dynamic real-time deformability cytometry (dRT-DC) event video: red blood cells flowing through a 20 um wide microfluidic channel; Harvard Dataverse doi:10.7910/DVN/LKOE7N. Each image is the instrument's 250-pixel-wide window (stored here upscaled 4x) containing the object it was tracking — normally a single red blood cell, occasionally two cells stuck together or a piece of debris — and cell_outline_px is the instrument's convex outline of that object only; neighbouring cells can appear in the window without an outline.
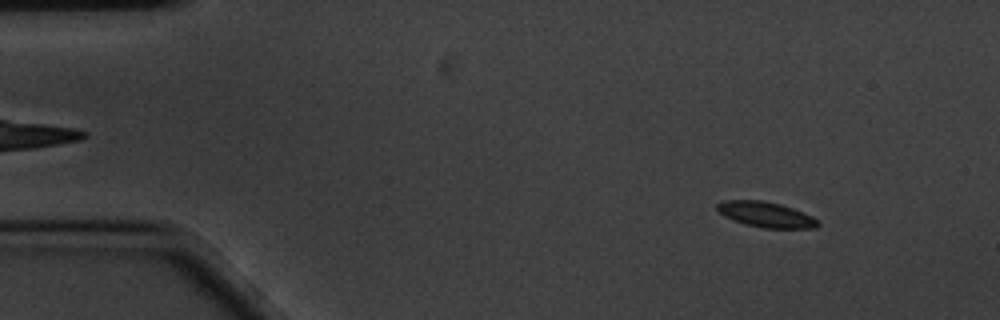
{"species": "common noctule bat (a hibernating species)", "species_latin": "Nyctalus noctula", "temperature_condition": "cold", "stored_images_in_passage": 58, "camera_frame_rate_fps": 3000, "um_per_image_px": 0.085, "animal": {"sex": "male", "body_mass_g": 20.1, "forearm_length_mm": 53.5}, "frame": {"image": 1, "passage_image": 6, "time_ms": 1.667, "image_size_px": [1000, 320], "cell_outline_px": [[820, 224], [816, 228], [764, 228], [744, 224], [732, 220], [724, 216], [716, 208], [716, 204], [724, 200], [760, 200], [780, 204], [792, 208], [812, 216]], "centroid_in_image_um": [65.07, 18.24], "position_along_channel_um": 19.9, "area_um2": 14.85}}
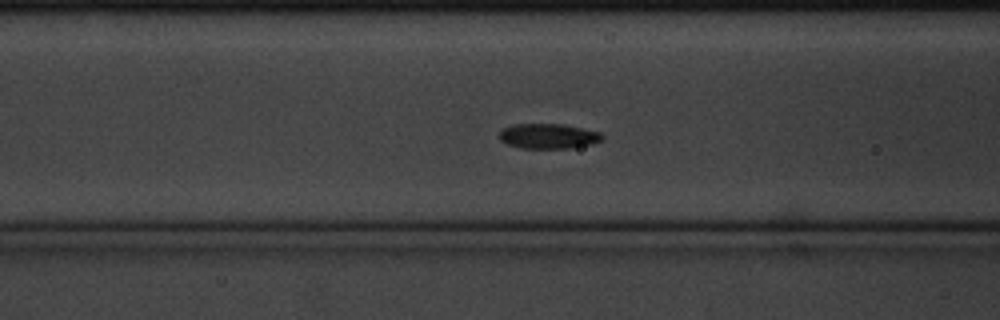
{"frame": {"image": 2, "passage_image": 22, "time_ms": 7.0, "image_size_px": [1000, 320], "cell_outline_px": [[604, 140], [592, 144], [572, 148], [520, 148], [508, 144], [500, 140], [500, 132], [504, 128], [516, 124], [560, 124], [600, 132], [604, 136]], "centroid_in_image_um": [46.64, 11.58], "position_along_channel_um": 120.0, "area_um2": 14.91}}
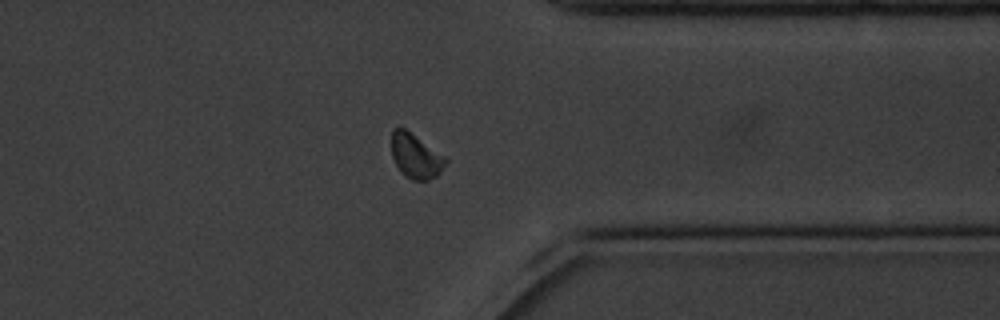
{"frame": {"image": 3, "passage_image": 45, "time_ms": 14.667, "image_size_px": [1000, 320], "cell_outline_px": [[448, 160], [440, 172], [436, 176], [428, 180], [412, 180], [404, 176], [400, 172], [392, 156], [392, 128], [404, 128], [444, 156]], "centroid_in_image_um": [35.31, 13.29], "position_along_channel_um": 376.1, "area_um2": 13.81}}